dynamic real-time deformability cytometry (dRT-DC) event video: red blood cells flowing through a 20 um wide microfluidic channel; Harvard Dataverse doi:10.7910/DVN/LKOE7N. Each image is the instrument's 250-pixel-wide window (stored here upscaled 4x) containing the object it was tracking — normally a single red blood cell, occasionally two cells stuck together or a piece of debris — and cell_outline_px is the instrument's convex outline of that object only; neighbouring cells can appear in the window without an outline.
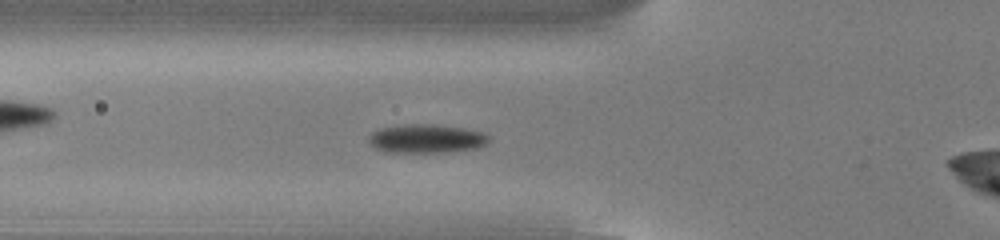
{"species": "common noctule bat (a hibernating species)", "species_latin": "Nyctalus noctula", "temperature_condition": "cold", "stored_images_in_passage": 44, "camera_frame_rate_fps": 3000, "um_per_image_px": 0.085, "animal": {"sex": "male", "body_mass_g": 13.0, "forearm_length_mm": 53.1}, "frame": {"image": 1, "passage_image": 14, "time_ms": 4.333, "image_size_px": [1000, 240], "cell_outline_px": [[488, 144], [476, 148], [448, 152], [384, 152], [368, 144], [368, 136], [372, 132], [380, 128], [408, 124], [436, 124], [464, 128], [484, 132], [488, 136]], "centroid_in_image_um": [36.23, 11.78], "position_along_channel_um": 89.6, "area_um2": 20.29}}
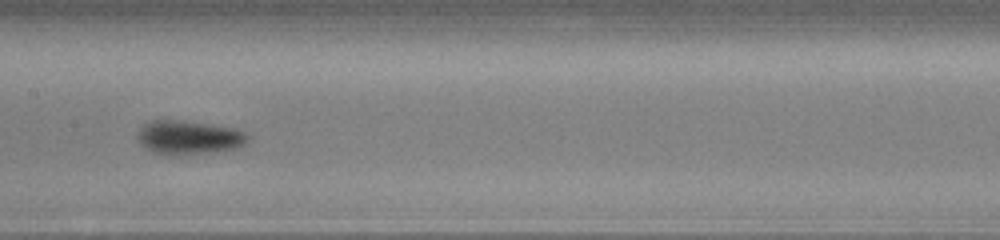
{"frame": {"image": 2, "passage_image": 22, "time_ms": 7.0, "image_size_px": [1000, 240], "cell_outline_px": [[252, 136], [248, 144], [240, 148], [216, 152], [168, 156], [164, 156], [152, 152], [144, 148], [140, 144], [136, 136], [136, 132], [144, 124], [152, 120], [184, 120], [212, 124], [236, 128]], "centroid_in_image_um": [16.09, 11.7], "position_along_channel_um": 191.3, "area_um2": 22.72}}
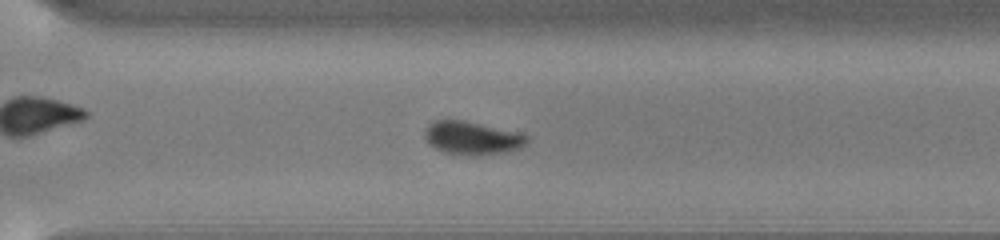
{"frame": {"image": 3, "passage_image": 33, "time_ms": 10.667, "image_size_px": [1000, 240], "cell_outline_px": [[528, 140], [520, 148], [504, 152], [476, 156], [468, 156], [444, 152], [428, 144], [424, 140], [424, 128], [428, 124], [436, 120], [464, 120], [516, 132], [528, 136]], "centroid_in_image_um": [40.06, 11.74], "position_along_channel_um": 330.5, "area_um2": 19.83}, "authors_computed_cell_mechanics": {"area_um2": 19.9121, "velocity_mm_per_s": 3.815, "shape_relaxation_time_tau1_ms": 2.685, "shape_relaxation_time_tau2_ms": null, "deformation_change_tau1": 0.1109, "deformation_change_tau2": null}}